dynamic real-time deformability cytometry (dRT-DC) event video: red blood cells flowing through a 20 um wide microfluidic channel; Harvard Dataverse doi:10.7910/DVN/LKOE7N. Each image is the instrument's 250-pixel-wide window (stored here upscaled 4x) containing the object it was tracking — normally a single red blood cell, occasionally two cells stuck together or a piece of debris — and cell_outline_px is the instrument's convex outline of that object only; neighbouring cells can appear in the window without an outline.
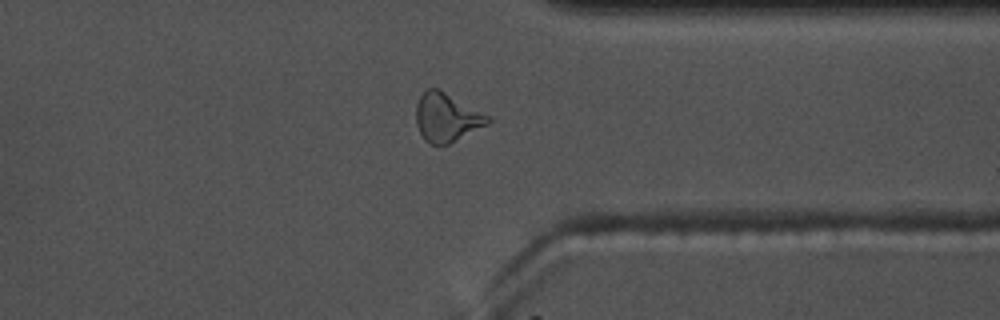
{"species": "common noctule bat (a hibernating species)", "species_latin": "Nyctalus noctula", "temperature_condition": "warm", "stored_images_in_passage": 47, "camera_frame_rate_fps": 3000, "um_per_image_px": 0.085, "animal": {"sex": "male", "body_mass_g": 17.5, "forearm_length_mm": 52.3}, "frame": {"image": 1, "passage_image": 34, "time_ms": 11.0, "image_size_px": [1000, 320], "cell_outline_px": [[492, 120], [488, 124], [448, 144], [428, 144], [424, 140], [416, 124], [416, 104], [420, 96], [428, 88], [436, 88], [492, 116]], "centroid_in_image_um": [37.97, 9.99], "position_along_channel_um": 373.4, "area_um2": 20.23}}